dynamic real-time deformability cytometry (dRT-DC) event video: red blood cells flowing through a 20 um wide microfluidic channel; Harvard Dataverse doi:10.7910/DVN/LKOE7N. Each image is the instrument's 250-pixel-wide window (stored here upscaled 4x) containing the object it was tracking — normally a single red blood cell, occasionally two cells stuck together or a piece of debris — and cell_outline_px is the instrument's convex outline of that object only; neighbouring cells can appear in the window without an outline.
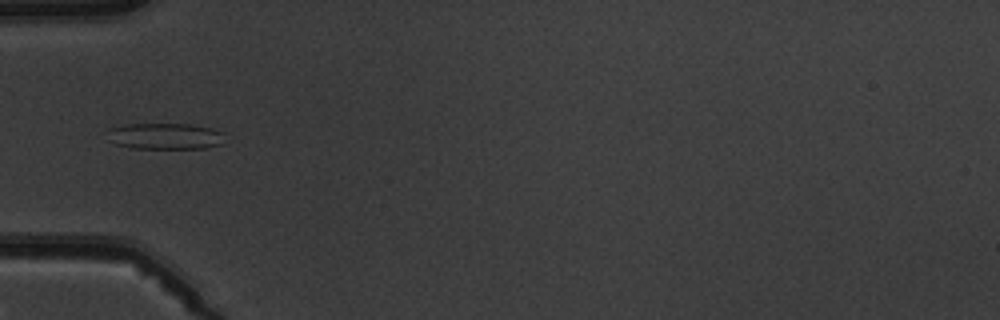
{"species": "common noctule bat (a hibernating species)", "species_latin": "Nyctalus noctula", "temperature_condition": "warm", "stored_images_in_passage": 2, "camera_frame_rate_fps": 3000, "um_per_image_px": 0.085, "animal": {"sex": "male", "body_mass_g": 19.5, "forearm_length_mm": 54.6}, "frame": {"image": 1, "passage_image": 1, "time_ms": 0.0, "image_size_px": [1000, 320], "cell_outline_px": [[224, 144], [204, 148], [132, 148], [116, 144], [108, 140], [108, 128], [124, 124], [188, 124], [212, 128], [224, 132]], "centroid_in_image_um": [14.04, 11.57], "position_along_channel_um": 71.0, "area_um2": 18.15}}
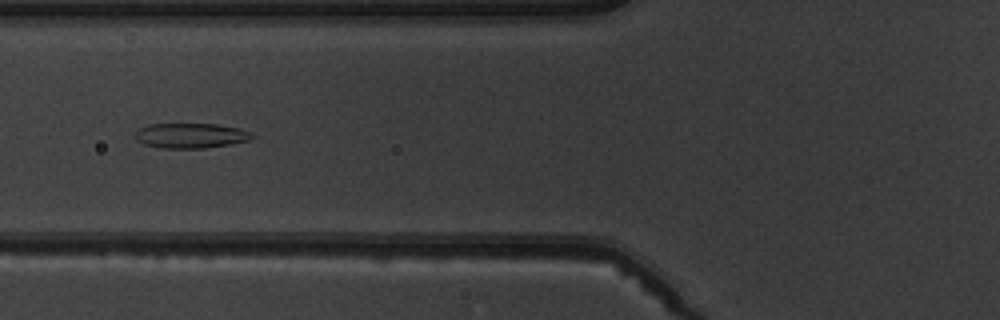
{"frame": {"image": 2, "passage_image": 2, "time_ms": 1.0, "image_size_px": [1000, 320], "cell_outline_px": [[256, 136], [248, 140], [228, 144], [204, 148], [160, 148], [144, 144], [136, 140], [136, 132], [140, 128], [148, 124], [216, 124], [240, 128], [252, 132]], "centroid_in_image_um": [16.22, 11.52], "position_along_channel_um": 109.6, "area_um2": 16.99}}